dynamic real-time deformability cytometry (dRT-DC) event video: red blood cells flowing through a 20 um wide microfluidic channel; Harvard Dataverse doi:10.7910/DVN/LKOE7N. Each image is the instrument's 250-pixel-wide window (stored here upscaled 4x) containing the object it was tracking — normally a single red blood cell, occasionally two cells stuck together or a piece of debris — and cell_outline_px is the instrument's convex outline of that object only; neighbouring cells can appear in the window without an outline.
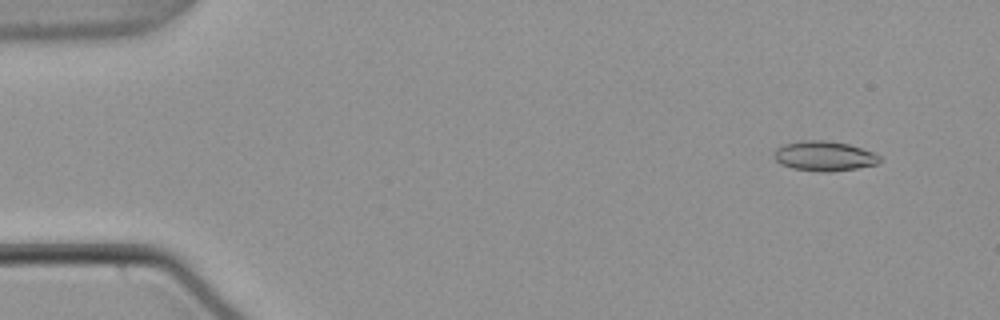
{"species": "common noctule bat (a hibernating species)", "species_latin": "Nyctalus noctula", "temperature_condition": "warm", "stored_images_in_passage": 54, "camera_frame_rate_fps": 3000, "um_per_image_px": 0.085, "animal": {"sex": "male", "body_mass_g": 21.5, "forearm_length_mm": 52.0}, "frame": {"image": 1, "passage_image": 5, "time_ms": 1.333, "image_size_px": [1000, 320], "cell_outline_px": [[880, 160], [876, 164], [856, 168], [832, 172], [824, 172], [792, 168], [780, 164], [772, 156], [776, 148], [784, 144], [800, 140], [824, 140], [848, 144], [872, 152], [880, 156]], "centroid_in_image_um": [70.01, 13.26], "position_along_channel_um": 15.0, "area_um2": 18.32}}
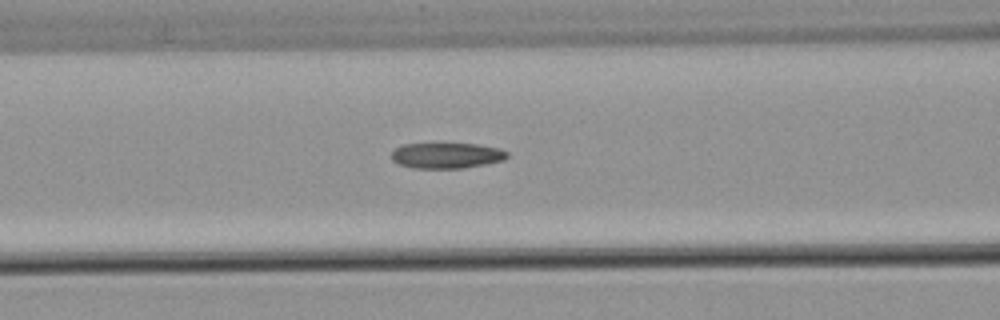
{"frame": {"image": 2, "passage_image": 23, "time_ms": 7.333, "image_size_px": [1000, 320], "cell_outline_px": [[508, 156], [504, 160], [464, 168], [412, 168], [400, 164], [392, 160], [392, 152], [396, 148], [404, 144], [476, 144], [500, 148], [508, 152]], "centroid_in_image_um": [37.98, 13.22], "position_along_channel_um": 128.6, "area_um2": 17.17}}
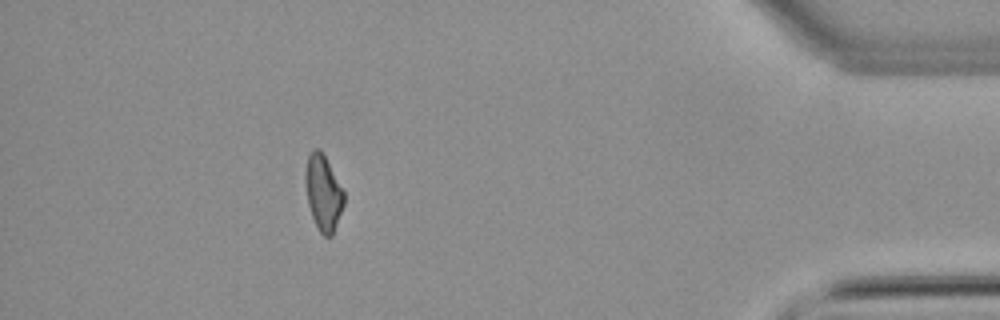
{"frame": {"image": 3, "passage_image": 49, "time_ms": 16.0, "image_size_px": [1000, 320], "cell_outline_px": [[344, 204], [332, 236], [324, 236], [320, 232], [312, 216], [308, 204], [304, 180], [304, 172], [308, 156], [312, 148], [320, 148], [344, 192]], "centroid_in_image_um": [27.45, 16.36], "position_along_channel_um": 407.7, "area_um2": 16.88}, "authors_computed_cell_mechanics": {"area_um2": 17.6868, "velocity_mm_per_s": 3.8329, "shape_relaxation_time_tau1_ms": null, "shape_relaxation_time_tau2_ms": 5.5347, "deformation_change_tau1": null, "deformation_change_tau2": 0.125}}